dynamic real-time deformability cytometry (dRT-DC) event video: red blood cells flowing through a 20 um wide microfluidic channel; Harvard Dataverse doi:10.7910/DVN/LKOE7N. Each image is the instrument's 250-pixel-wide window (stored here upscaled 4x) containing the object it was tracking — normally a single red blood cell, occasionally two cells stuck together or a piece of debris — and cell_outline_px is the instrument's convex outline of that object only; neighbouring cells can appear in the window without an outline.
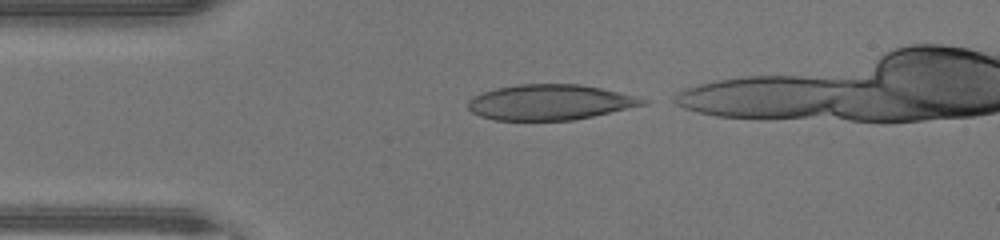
{"species": "human", "species_latin": "Homo sapiens", "temperature_condition": "warm", "stored_images_in_passage": 28, "camera_frame_rate_fps": 3000, "um_per_image_px": 0.085, "donor": {"sex": "male"}, "frame": {"image": 1, "passage_image": 1, "time_ms": 0.0, "image_size_px": [1000, 240], "cell_outline_px": [[648, 104], [592, 116], [572, 120], [496, 120], [480, 116], [472, 112], [468, 108], [468, 100], [472, 96], [496, 88], [516, 84], [580, 84], [600, 88], [648, 100]], "centroid_in_image_um": [46.7, 8.69], "position_along_channel_um": 38.3, "area_um2": 35.78}}
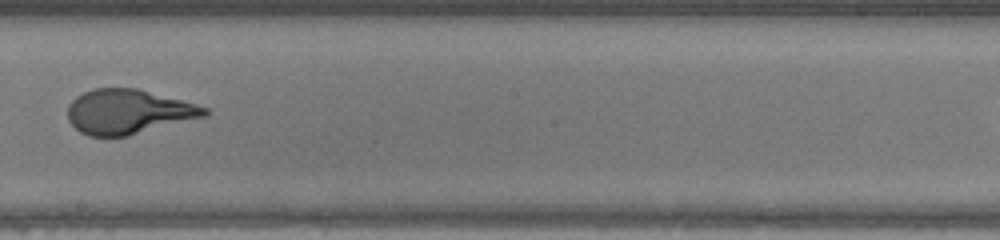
{"frame": {"image": 2, "passage_image": 16, "time_ms": 5.0, "image_size_px": [1000, 240], "cell_outline_px": [[208, 116], [128, 136], [88, 136], [80, 132], [68, 120], [68, 104], [76, 96], [84, 92], [96, 88], [140, 88], [196, 104], [208, 108]], "centroid_in_image_um": [10.92, 9.49], "position_along_channel_um": 237.3, "area_um2": 35.78}}
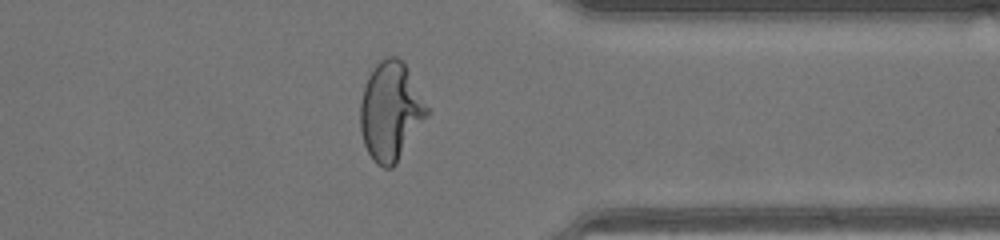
{"frame": {"image": 3, "passage_image": 26, "time_ms": 8.333, "image_size_px": [1000, 240], "cell_outline_px": [[432, 112], [396, 164], [392, 168], [384, 168], [376, 164], [372, 160], [364, 144], [360, 128], [360, 104], [364, 88], [368, 76], [376, 64], [380, 60], [388, 56], [396, 56], [404, 64]], "centroid_in_image_um": [33.23, 9.5], "position_along_channel_um": 378.2, "area_um2": 38.55}}